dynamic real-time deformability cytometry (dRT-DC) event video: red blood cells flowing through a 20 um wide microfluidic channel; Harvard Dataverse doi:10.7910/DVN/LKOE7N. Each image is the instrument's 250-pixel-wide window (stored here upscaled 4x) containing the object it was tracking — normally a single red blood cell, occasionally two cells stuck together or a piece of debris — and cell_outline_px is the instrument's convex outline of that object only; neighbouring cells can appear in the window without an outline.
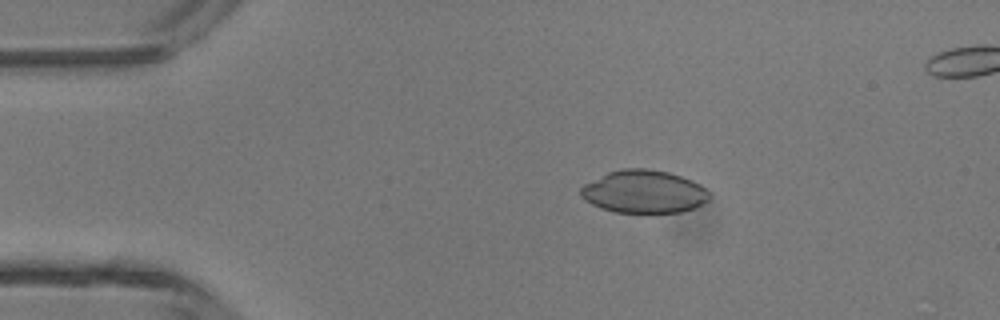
{"species": "common noctule bat (a hibernating species)", "species_latin": "Nyctalus noctula", "temperature_condition": "room temperature", "stored_images_in_passage": 46, "camera_frame_rate_fps": 3000, "um_per_image_px": 0.085, "animal": {"sex": "male", "body_mass_g": 13.3}, "frame": {"image": 1, "passage_image": 9, "time_ms": 2.667, "image_size_px": [1000, 320], "cell_outline_px": [[712, 196], [708, 200], [696, 208], [680, 212], [612, 212], [600, 208], [584, 200], [580, 196], [580, 188], [584, 184], [608, 172], [620, 168], [648, 168], [668, 172], [692, 180], [700, 184]], "centroid_in_image_um": [54.72, 16.29], "position_along_channel_um": 30.3, "area_um2": 32.31}}
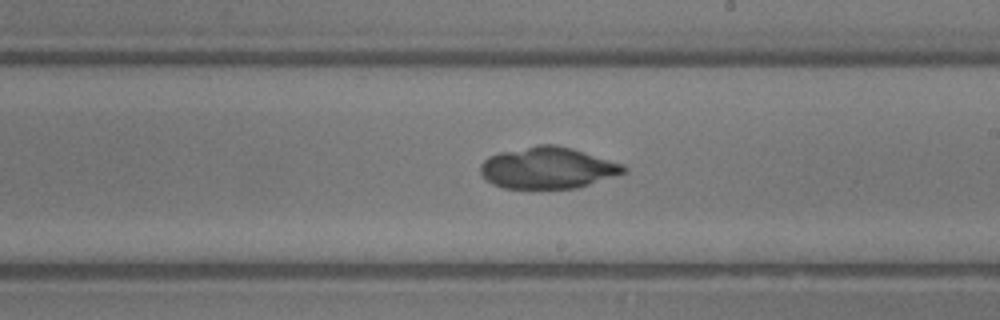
{"frame": {"image": 2, "passage_image": 27, "time_ms": 8.667, "image_size_px": [1000, 320], "cell_outline_px": [[628, 172], [576, 188], [504, 188], [492, 184], [480, 172], [480, 164], [488, 156], [500, 152], [536, 144], [556, 144], [572, 148], [620, 164], [628, 168]], "centroid_in_image_um": [46.53, 14.26], "position_along_channel_um": 242.5, "area_um2": 34.51}}
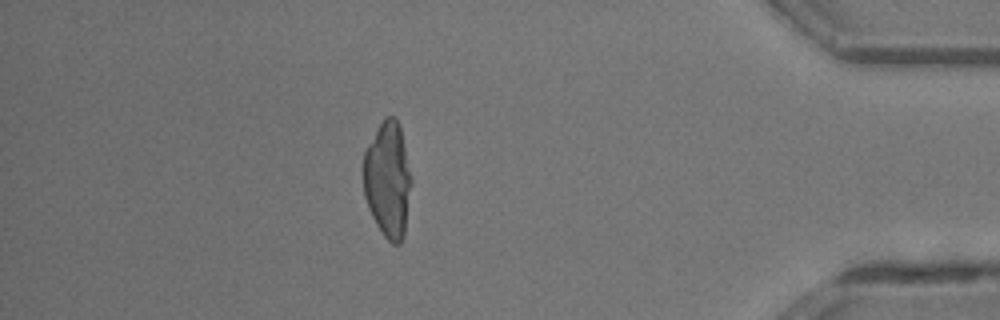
{"frame": {"image": 3, "passage_image": 41, "time_ms": 13.333, "image_size_px": [1000, 320], "cell_outline_px": [[412, 184], [404, 236], [400, 244], [392, 244], [384, 236], [376, 224], [368, 208], [364, 196], [364, 152], [368, 144], [384, 116], [396, 116], [400, 128], [412, 180]], "centroid_in_image_um": [32.97, 15.29], "position_along_channel_um": 402.2, "area_um2": 32.43}}